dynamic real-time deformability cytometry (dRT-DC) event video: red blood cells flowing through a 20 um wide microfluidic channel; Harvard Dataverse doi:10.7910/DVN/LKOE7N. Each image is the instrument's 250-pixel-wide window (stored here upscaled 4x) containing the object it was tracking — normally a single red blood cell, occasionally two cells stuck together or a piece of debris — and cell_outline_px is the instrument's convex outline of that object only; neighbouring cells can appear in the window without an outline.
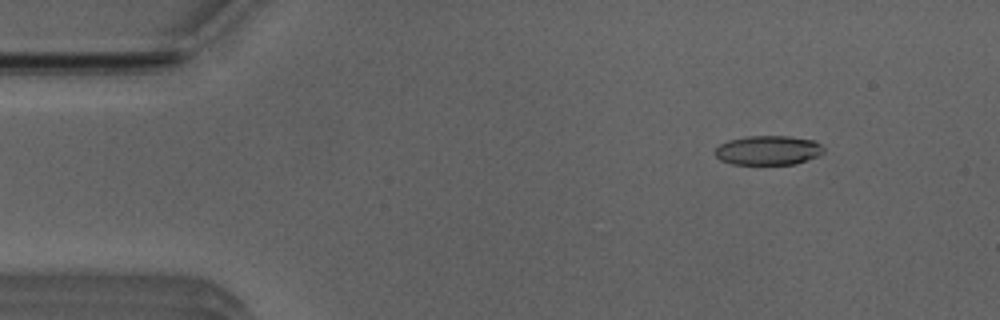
{"species": "Egyptian fruit bat (a non-hibernating species)", "species_latin": "Rousettus aegyptiacus", "temperature_condition": "room temperature", "stored_images_in_passage": 41, "camera_frame_rate_fps": 3000, "um_per_image_px": 0.085, "animal": {"sex": "male"}, "frame": {"image": 1, "passage_image": 6, "time_ms": 1.667, "image_size_px": [1000, 320], "cell_outline_px": [[824, 152], [816, 156], [796, 164], [732, 164], [720, 160], [712, 152], [720, 144], [728, 140], [748, 136], [788, 136], [812, 140], [820, 144], [824, 148]], "centroid_in_image_um": [65.25, 12.77], "position_along_channel_um": 19.7, "area_um2": 18.55}}
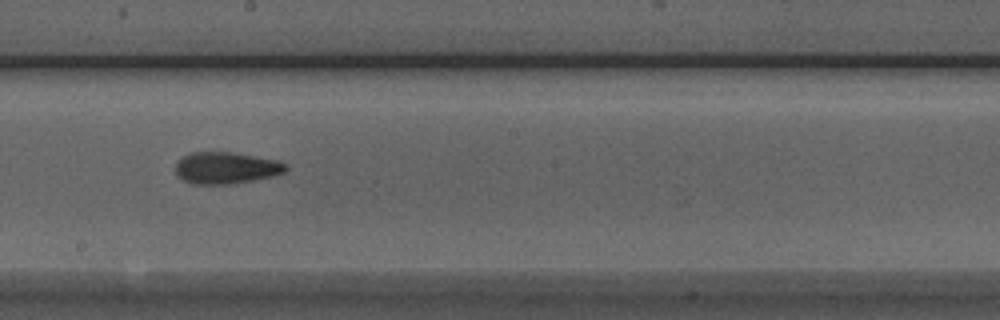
{"frame": {"image": 2, "passage_image": 28, "time_ms": 9.0, "image_size_px": [1000, 320], "cell_outline_px": [[288, 168], [284, 172], [272, 176], [232, 184], [192, 184], [184, 180], [176, 172], [176, 164], [184, 156], [192, 152], [232, 152], [280, 160], [288, 164]], "centroid_in_image_um": [19.27, 14.26], "position_along_channel_um": 228.9, "area_um2": 20.35}}
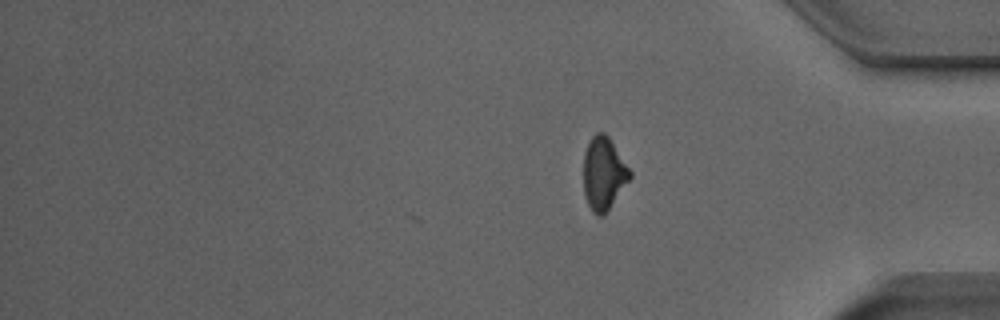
{"frame": {"image": 3, "passage_image": 41, "time_ms": 13.333, "image_size_px": [1000, 320], "cell_outline_px": [[632, 176], [604, 216], [596, 216], [592, 212], [584, 196], [584, 152], [592, 136], [596, 132], [604, 132], [608, 136], [632, 172]], "centroid_in_image_um": [51.31, 14.77], "position_along_channel_um": 383.9, "area_um2": 19.71}, "authors_computed_cell_mechanics": {"area_um2": 19.8832, "velocity_mm_per_s": 3.9595, "shape_relaxation_time_tau1_ms": 8.5288, "shape_relaxation_time_tau2_ms": 2.607, "deformation_change_tau1": 0.1973, "deformation_change_tau2": 0.1071}}